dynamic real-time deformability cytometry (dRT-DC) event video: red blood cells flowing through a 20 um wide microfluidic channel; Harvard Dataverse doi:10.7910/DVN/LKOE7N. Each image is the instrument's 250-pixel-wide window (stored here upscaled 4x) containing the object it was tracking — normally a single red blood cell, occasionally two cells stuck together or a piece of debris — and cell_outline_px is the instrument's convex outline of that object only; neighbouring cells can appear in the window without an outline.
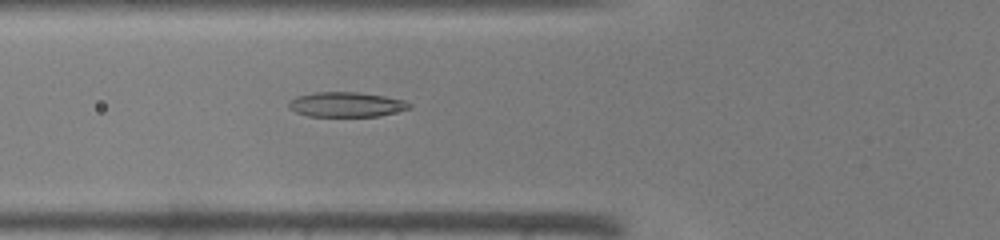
{"species": "common noctule bat (a hibernating species)", "species_latin": "Nyctalus noctula", "temperature_condition": "warm", "stored_images_in_passage": 32, "camera_frame_rate_fps": 3000, "um_per_image_px": 0.085, "animal": {"sex": "male", "body_mass_g": 19.0, "forearm_length_mm": 50.8}, "frame": {"image": 1, "passage_image": 10, "time_ms": 3.0, "image_size_px": [1000, 240], "cell_outline_px": [[412, 108], [380, 116], [308, 116], [296, 112], [288, 108], [288, 104], [296, 96], [316, 92], [360, 92], [384, 96], [404, 100], [412, 104]], "centroid_in_image_um": [29.46, 8.88], "position_along_channel_um": 96.3, "area_um2": 17.51}}
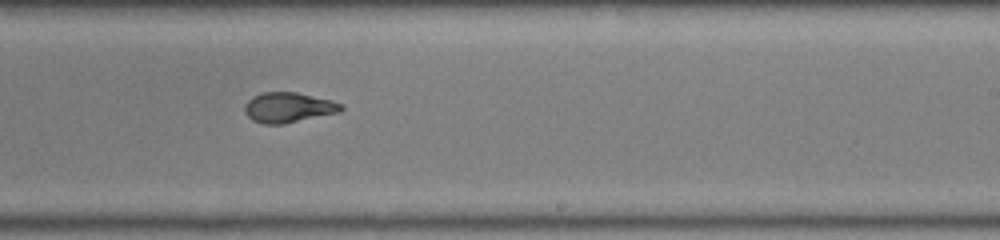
{"frame": {"image": 2, "passage_image": 21, "time_ms": 6.667, "image_size_px": [1000, 240], "cell_outline_px": [[344, 108], [340, 112], [284, 124], [264, 124], [252, 120], [244, 112], [244, 104], [252, 96], [264, 92], [296, 92], [332, 100], [344, 104]], "centroid_in_image_um": [24.52, 9.13], "position_along_channel_um": 264.5, "area_um2": 17.11}}
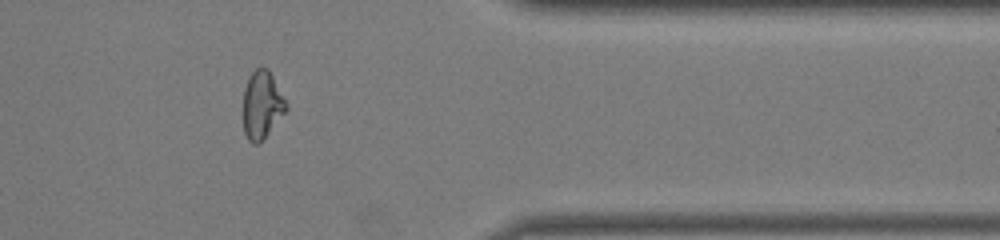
{"frame": {"image": 3, "passage_image": 30, "time_ms": 9.667, "image_size_px": [1000, 240], "cell_outline_px": [[288, 108], [260, 144], [252, 144], [248, 140], [244, 132], [244, 88], [248, 76], [256, 68], [268, 68], [288, 104]], "centroid_in_image_um": [22.27, 8.93], "position_along_channel_um": 389.1, "area_um2": 16.99}}